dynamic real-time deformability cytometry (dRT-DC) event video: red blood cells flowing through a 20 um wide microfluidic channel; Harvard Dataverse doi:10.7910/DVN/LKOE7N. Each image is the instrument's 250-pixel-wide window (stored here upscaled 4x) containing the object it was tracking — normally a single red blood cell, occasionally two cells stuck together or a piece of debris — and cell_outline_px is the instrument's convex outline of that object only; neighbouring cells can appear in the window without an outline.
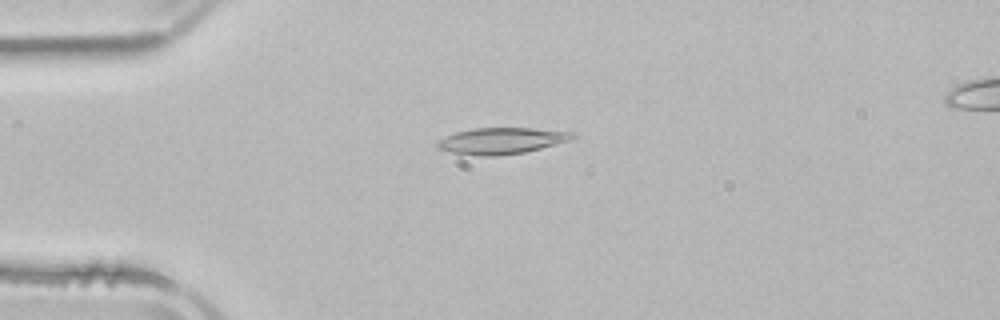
{"species": "common noctule bat (a hibernating species)", "species_latin": "Nyctalus noctula", "temperature_condition": "room temperature", "stored_images_in_passage": 4, "camera_frame_rate_fps": 3000, "um_per_image_px": 0.085, "animal": {"sex": "male", "body_mass_g": 21.5, "forearm_length_mm": 52.0}, "frame": {"image": 1, "passage_image": 4, "time_ms": 3.667, "image_size_px": [1000, 320], "cell_outline_px": [[576, 136], [568, 140], [540, 148], [524, 152], [496, 156], [480, 156], [452, 152], [436, 148], [436, 140], [444, 136], [456, 132], [472, 128], [532, 128], [572, 132]], "centroid_in_image_um": [42.54, 11.96], "position_along_channel_um": 42.5, "area_um2": 20.58}}